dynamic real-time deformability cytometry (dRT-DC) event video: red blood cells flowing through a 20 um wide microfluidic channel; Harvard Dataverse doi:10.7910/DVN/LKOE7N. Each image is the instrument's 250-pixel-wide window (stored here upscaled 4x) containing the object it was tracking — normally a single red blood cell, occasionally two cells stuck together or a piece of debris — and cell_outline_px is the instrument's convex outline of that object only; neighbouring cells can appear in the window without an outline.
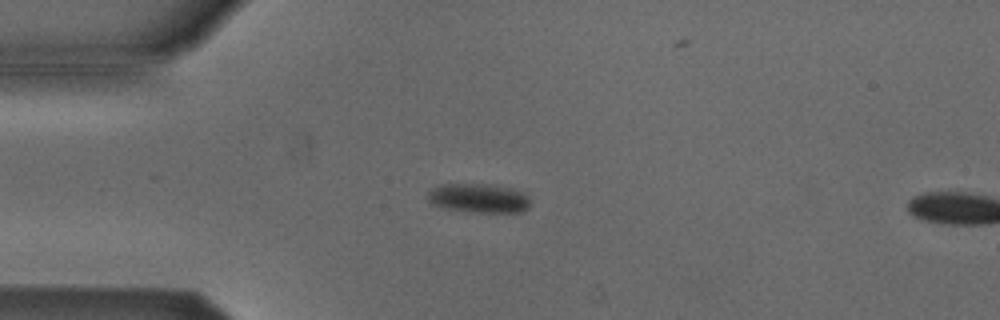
{"species": "Egyptian fruit bat (a non-hibernating species)", "species_latin": "Rousettus aegyptiacus", "temperature_condition": "cold", "stored_images_in_passage": 3, "camera_frame_rate_fps": 3000, "um_per_image_px": 0.085, "animal": {"sex": "male"}, "frame": {"image": 1, "passage_image": 2, "time_ms": 1.333, "image_size_px": [1000, 320], "cell_outline_px": [[528, 208], [520, 212], [472, 212], [444, 208], [432, 204], [428, 200], [428, 192], [432, 188], [440, 184], [496, 184], [528, 192]], "centroid_in_image_um": [40.71, 16.83], "position_along_channel_um": 44.3, "area_um2": 17.69}}